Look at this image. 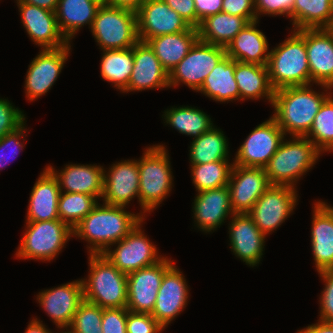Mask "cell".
I'll return each mask as SVG.
<instances>
[{"label": "cell", "instance_id": "1", "mask_svg": "<svg viewBox=\"0 0 333 333\" xmlns=\"http://www.w3.org/2000/svg\"><path fill=\"white\" fill-rule=\"evenodd\" d=\"M143 215H135L124 207L97 205L73 229V235L90 242V254H103L110 245L127 236L140 222Z\"/></svg>", "mask_w": 333, "mask_h": 333}, {"label": "cell", "instance_id": "2", "mask_svg": "<svg viewBox=\"0 0 333 333\" xmlns=\"http://www.w3.org/2000/svg\"><path fill=\"white\" fill-rule=\"evenodd\" d=\"M307 86L285 87L275 91L272 116L286 135L305 137L323 102L329 97Z\"/></svg>", "mask_w": 333, "mask_h": 333}, {"label": "cell", "instance_id": "3", "mask_svg": "<svg viewBox=\"0 0 333 333\" xmlns=\"http://www.w3.org/2000/svg\"><path fill=\"white\" fill-rule=\"evenodd\" d=\"M269 79L274 90L310 85L311 75L306 51V29L294 33L269 52Z\"/></svg>", "mask_w": 333, "mask_h": 333}, {"label": "cell", "instance_id": "4", "mask_svg": "<svg viewBox=\"0 0 333 333\" xmlns=\"http://www.w3.org/2000/svg\"><path fill=\"white\" fill-rule=\"evenodd\" d=\"M90 255V274L84 279V300L101 308H123L127 306V274L118 270L102 254Z\"/></svg>", "mask_w": 333, "mask_h": 333}, {"label": "cell", "instance_id": "5", "mask_svg": "<svg viewBox=\"0 0 333 333\" xmlns=\"http://www.w3.org/2000/svg\"><path fill=\"white\" fill-rule=\"evenodd\" d=\"M291 141H282L276 153L264 167L271 185H288L294 182L315 164L320 151L306 137L294 136Z\"/></svg>", "mask_w": 333, "mask_h": 333}, {"label": "cell", "instance_id": "6", "mask_svg": "<svg viewBox=\"0 0 333 333\" xmlns=\"http://www.w3.org/2000/svg\"><path fill=\"white\" fill-rule=\"evenodd\" d=\"M91 31L102 50L132 48L139 41L136 11L102 3Z\"/></svg>", "mask_w": 333, "mask_h": 333}, {"label": "cell", "instance_id": "7", "mask_svg": "<svg viewBox=\"0 0 333 333\" xmlns=\"http://www.w3.org/2000/svg\"><path fill=\"white\" fill-rule=\"evenodd\" d=\"M137 163L140 178L139 202L144 212H151L171 190L170 161L165 147L154 145L146 149Z\"/></svg>", "mask_w": 333, "mask_h": 333}, {"label": "cell", "instance_id": "8", "mask_svg": "<svg viewBox=\"0 0 333 333\" xmlns=\"http://www.w3.org/2000/svg\"><path fill=\"white\" fill-rule=\"evenodd\" d=\"M27 231L18 247L17 257L51 260L63 248L73 229L58 220L26 222Z\"/></svg>", "mask_w": 333, "mask_h": 333}, {"label": "cell", "instance_id": "9", "mask_svg": "<svg viewBox=\"0 0 333 333\" xmlns=\"http://www.w3.org/2000/svg\"><path fill=\"white\" fill-rule=\"evenodd\" d=\"M226 55V48L198 40L189 53L169 73V87L180 82L199 90L216 64Z\"/></svg>", "mask_w": 333, "mask_h": 333}, {"label": "cell", "instance_id": "10", "mask_svg": "<svg viewBox=\"0 0 333 333\" xmlns=\"http://www.w3.org/2000/svg\"><path fill=\"white\" fill-rule=\"evenodd\" d=\"M294 189L288 185H271L248 212L264 235L278 228L293 211L297 202Z\"/></svg>", "mask_w": 333, "mask_h": 333}, {"label": "cell", "instance_id": "11", "mask_svg": "<svg viewBox=\"0 0 333 333\" xmlns=\"http://www.w3.org/2000/svg\"><path fill=\"white\" fill-rule=\"evenodd\" d=\"M284 132L276 120H269L258 125L240 146L235 155L234 165L264 168L284 140Z\"/></svg>", "mask_w": 333, "mask_h": 333}, {"label": "cell", "instance_id": "12", "mask_svg": "<svg viewBox=\"0 0 333 333\" xmlns=\"http://www.w3.org/2000/svg\"><path fill=\"white\" fill-rule=\"evenodd\" d=\"M173 264L167 258L127 274V306L132 312L152 313L165 271Z\"/></svg>", "mask_w": 333, "mask_h": 333}, {"label": "cell", "instance_id": "13", "mask_svg": "<svg viewBox=\"0 0 333 333\" xmlns=\"http://www.w3.org/2000/svg\"><path fill=\"white\" fill-rule=\"evenodd\" d=\"M141 222L122 240L117 242L118 247L102 254L118 270L129 274L133 271L153 265L164 257H158L157 248L145 237L140 229Z\"/></svg>", "mask_w": 333, "mask_h": 333}, {"label": "cell", "instance_id": "14", "mask_svg": "<svg viewBox=\"0 0 333 333\" xmlns=\"http://www.w3.org/2000/svg\"><path fill=\"white\" fill-rule=\"evenodd\" d=\"M139 41L187 31L191 26L163 0H146L137 10Z\"/></svg>", "mask_w": 333, "mask_h": 333}, {"label": "cell", "instance_id": "15", "mask_svg": "<svg viewBox=\"0 0 333 333\" xmlns=\"http://www.w3.org/2000/svg\"><path fill=\"white\" fill-rule=\"evenodd\" d=\"M271 186L265 169L234 165L227 184L234 213H248Z\"/></svg>", "mask_w": 333, "mask_h": 333}, {"label": "cell", "instance_id": "16", "mask_svg": "<svg viewBox=\"0 0 333 333\" xmlns=\"http://www.w3.org/2000/svg\"><path fill=\"white\" fill-rule=\"evenodd\" d=\"M70 45L57 49H42L29 65L25 88L28 100L44 95L54 84L68 57Z\"/></svg>", "mask_w": 333, "mask_h": 333}, {"label": "cell", "instance_id": "17", "mask_svg": "<svg viewBox=\"0 0 333 333\" xmlns=\"http://www.w3.org/2000/svg\"><path fill=\"white\" fill-rule=\"evenodd\" d=\"M311 82L333 88V28L306 29Z\"/></svg>", "mask_w": 333, "mask_h": 333}, {"label": "cell", "instance_id": "18", "mask_svg": "<svg viewBox=\"0 0 333 333\" xmlns=\"http://www.w3.org/2000/svg\"><path fill=\"white\" fill-rule=\"evenodd\" d=\"M183 274L172 264L164 273L151 315L165 328L183 310L188 287Z\"/></svg>", "mask_w": 333, "mask_h": 333}, {"label": "cell", "instance_id": "19", "mask_svg": "<svg viewBox=\"0 0 333 333\" xmlns=\"http://www.w3.org/2000/svg\"><path fill=\"white\" fill-rule=\"evenodd\" d=\"M17 4L23 26L36 44L43 49H57L69 44L58 28L55 12L21 0H17Z\"/></svg>", "mask_w": 333, "mask_h": 333}, {"label": "cell", "instance_id": "20", "mask_svg": "<svg viewBox=\"0 0 333 333\" xmlns=\"http://www.w3.org/2000/svg\"><path fill=\"white\" fill-rule=\"evenodd\" d=\"M37 300L59 328H68L84 300L82 280L73 281L60 287L45 290Z\"/></svg>", "mask_w": 333, "mask_h": 333}, {"label": "cell", "instance_id": "21", "mask_svg": "<svg viewBox=\"0 0 333 333\" xmlns=\"http://www.w3.org/2000/svg\"><path fill=\"white\" fill-rule=\"evenodd\" d=\"M139 168L137 160L114 164L104 173V204L126 207L135 196L139 199Z\"/></svg>", "mask_w": 333, "mask_h": 333}, {"label": "cell", "instance_id": "22", "mask_svg": "<svg viewBox=\"0 0 333 333\" xmlns=\"http://www.w3.org/2000/svg\"><path fill=\"white\" fill-rule=\"evenodd\" d=\"M233 253L249 266H256L263 255L265 235L248 213H234L229 224Z\"/></svg>", "mask_w": 333, "mask_h": 333}, {"label": "cell", "instance_id": "23", "mask_svg": "<svg viewBox=\"0 0 333 333\" xmlns=\"http://www.w3.org/2000/svg\"><path fill=\"white\" fill-rule=\"evenodd\" d=\"M169 87V73L151 47L142 41L134 45V65L129 84L123 92Z\"/></svg>", "mask_w": 333, "mask_h": 333}, {"label": "cell", "instance_id": "24", "mask_svg": "<svg viewBox=\"0 0 333 333\" xmlns=\"http://www.w3.org/2000/svg\"><path fill=\"white\" fill-rule=\"evenodd\" d=\"M313 212L311 245L317 272L333 270V207L319 201Z\"/></svg>", "mask_w": 333, "mask_h": 333}, {"label": "cell", "instance_id": "25", "mask_svg": "<svg viewBox=\"0 0 333 333\" xmlns=\"http://www.w3.org/2000/svg\"><path fill=\"white\" fill-rule=\"evenodd\" d=\"M59 183L46 168L36 181L29 200L27 222L58 220Z\"/></svg>", "mask_w": 333, "mask_h": 333}, {"label": "cell", "instance_id": "26", "mask_svg": "<svg viewBox=\"0 0 333 333\" xmlns=\"http://www.w3.org/2000/svg\"><path fill=\"white\" fill-rule=\"evenodd\" d=\"M193 208L198 227L206 232L216 229L230 213L234 214L227 186L198 192Z\"/></svg>", "mask_w": 333, "mask_h": 333}, {"label": "cell", "instance_id": "27", "mask_svg": "<svg viewBox=\"0 0 333 333\" xmlns=\"http://www.w3.org/2000/svg\"><path fill=\"white\" fill-rule=\"evenodd\" d=\"M57 178L60 190L62 187L68 193H83L95 197H102L104 173L101 166L67 165L60 173L54 171L51 166L47 167Z\"/></svg>", "mask_w": 333, "mask_h": 333}, {"label": "cell", "instance_id": "28", "mask_svg": "<svg viewBox=\"0 0 333 333\" xmlns=\"http://www.w3.org/2000/svg\"><path fill=\"white\" fill-rule=\"evenodd\" d=\"M258 21L249 22L227 45L226 55L234 61L267 65L268 42L265 35L256 29ZM268 52V53H266Z\"/></svg>", "mask_w": 333, "mask_h": 333}, {"label": "cell", "instance_id": "29", "mask_svg": "<svg viewBox=\"0 0 333 333\" xmlns=\"http://www.w3.org/2000/svg\"><path fill=\"white\" fill-rule=\"evenodd\" d=\"M198 40L197 28L191 27L187 31L151 38L146 43L151 47L165 70L170 73Z\"/></svg>", "mask_w": 333, "mask_h": 333}, {"label": "cell", "instance_id": "30", "mask_svg": "<svg viewBox=\"0 0 333 333\" xmlns=\"http://www.w3.org/2000/svg\"><path fill=\"white\" fill-rule=\"evenodd\" d=\"M102 0H59L56 19L60 32L69 42L84 24L90 27Z\"/></svg>", "mask_w": 333, "mask_h": 333}, {"label": "cell", "instance_id": "31", "mask_svg": "<svg viewBox=\"0 0 333 333\" xmlns=\"http://www.w3.org/2000/svg\"><path fill=\"white\" fill-rule=\"evenodd\" d=\"M235 80L239 89V99L266 97L273 103L275 90L269 79L267 65L235 61Z\"/></svg>", "mask_w": 333, "mask_h": 333}, {"label": "cell", "instance_id": "32", "mask_svg": "<svg viewBox=\"0 0 333 333\" xmlns=\"http://www.w3.org/2000/svg\"><path fill=\"white\" fill-rule=\"evenodd\" d=\"M248 23L245 17L219 12L200 22L197 27L198 37L204 43L226 48Z\"/></svg>", "mask_w": 333, "mask_h": 333}, {"label": "cell", "instance_id": "33", "mask_svg": "<svg viewBox=\"0 0 333 333\" xmlns=\"http://www.w3.org/2000/svg\"><path fill=\"white\" fill-rule=\"evenodd\" d=\"M234 72L235 61L225 55L209 73L198 91L215 101L238 100L239 89Z\"/></svg>", "mask_w": 333, "mask_h": 333}, {"label": "cell", "instance_id": "34", "mask_svg": "<svg viewBox=\"0 0 333 333\" xmlns=\"http://www.w3.org/2000/svg\"><path fill=\"white\" fill-rule=\"evenodd\" d=\"M295 30L333 27V0H294Z\"/></svg>", "mask_w": 333, "mask_h": 333}, {"label": "cell", "instance_id": "35", "mask_svg": "<svg viewBox=\"0 0 333 333\" xmlns=\"http://www.w3.org/2000/svg\"><path fill=\"white\" fill-rule=\"evenodd\" d=\"M101 76L104 80L124 91L132 74L134 65V46L129 49L103 50Z\"/></svg>", "mask_w": 333, "mask_h": 333}, {"label": "cell", "instance_id": "36", "mask_svg": "<svg viewBox=\"0 0 333 333\" xmlns=\"http://www.w3.org/2000/svg\"><path fill=\"white\" fill-rule=\"evenodd\" d=\"M227 149L228 143L223 132L213 126L191 143L189 154L191 164H205L227 160Z\"/></svg>", "mask_w": 333, "mask_h": 333}, {"label": "cell", "instance_id": "37", "mask_svg": "<svg viewBox=\"0 0 333 333\" xmlns=\"http://www.w3.org/2000/svg\"><path fill=\"white\" fill-rule=\"evenodd\" d=\"M165 121L180 133L198 138L209 131L213 124L211 118L203 111L192 107L171 108L164 112Z\"/></svg>", "mask_w": 333, "mask_h": 333}, {"label": "cell", "instance_id": "38", "mask_svg": "<svg viewBox=\"0 0 333 333\" xmlns=\"http://www.w3.org/2000/svg\"><path fill=\"white\" fill-rule=\"evenodd\" d=\"M192 180L198 192L227 186L234 164L228 160L192 164Z\"/></svg>", "mask_w": 333, "mask_h": 333}, {"label": "cell", "instance_id": "39", "mask_svg": "<svg viewBox=\"0 0 333 333\" xmlns=\"http://www.w3.org/2000/svg\"><path fill=\"white\" fill-rule=\"evenodd\" d=\"M97 205L95 196L61 191L58 202L59 219L74 229Z\"/></svg>", "mask_w": 333, "mask_h": 333}, {"label": "cell", "instance_id": "40", "mask_svg": "<svg viewBox=\"0 0 333 333\" xmlns=\"http://www.w3.org/2000/svg\"><path fill=\"white\" fill-rule=\"evenodd\" d=\"M305 137L309 138L320 152L333 151V99L330 95L321 105Z\"/></svg>", "mask_w": 333, "mask_h": 333}, {"label": "cell", "instance_id": "41", "mask_svg": "<svg viewBox=\"0 0 333 333\" xmlns=\"http://www.w3.org/2000/svg\"><path fill=\"white\" fill-rule=\"evenodd\" d=\"M103 308L83 300L70 324L68 333H102Z\"/></svg>", "mask_w": 333, "mask_h": 333}, {"label": "cell", "instance_id": "42", "mask_svg": "<svg viewBox=\"0 0 333 333\" xmlns=\"http://www.w3.org/2000/svg\"><path fill=\"white\" fill-rule=\"evenodd\" d=\"M127 333H160L164 328L150 313L127 312Z\"/></svg>", "mask_w": 333, "mask_h": 333}, {"label": "cell", "instance_id": "43", "mask_svg": "<svg viewBox=\"0 0 333 333\" xmlns=\"http://www.w3.org/2000/svg\"><path fill=\"white\" fill-rule=\"evenodd\" d=\"M25 121L24 114L6 99H0V139L15 131Z\"/></svg>", "mask_w": 333, "mask_h": 333}, {"label": "cell", "instance_id": "44", "mask_svg": "<svg viewBox=\"0 0 333 333\" xmlns=\"http://www.w3.org/2000/svg\"><path fill=\"white\" fill-rule=\"evenodd\" d=\"M127 312L126 307L103 309L102 333H127Z\"/></svg>", "mask_w": 333, "mask_h": 333}, {"label": "cell", "instance_id": "45", "mask_svg": "<svg viewBox=\"0 0 333 333\" xmlns=\"http://www.w3.org/2000/svg\"><path fill=\"white\" fill-rule=\"evenodd\" d=\"M319 274L326 282L320 298V320L333 323V270L321 271Z\"/></svg>", "mask_w": 333, "mask_h": 333}, {"label": "cell", "instance_id": "46", "mask_svg": "<svg viewBox=\"0 0 333 333\" xmlns=\"http://www.w3.org/2000/svg\"><path fill=\"white\" fill-rule=\"evenodd\" d=\"M293 6L294 0H254L257 20L260 13L273 16L287 14L293 20Z\"/></svg>", "mask_w": 333, "mask_h": 333}, {"label": "cell", "instance_id": "47", "mask_svg": "<svg viewBox=\"0 0 333 333\" xmlns=\"http://www.w3.org/2000/svg\"><path fill=\"white\" fill-rule=\"evenodd\" d=\"M222 12L245 17L249 22L257 21L254 0H223Z\"/></svg>", "mask_w": 333, "mask_h": 333}, {"label": "cell", "instance_id": "48", "mask_svg": "<svg viewBox=\"0 0 333 333\" xmlns=\"http://www.w3.org/2000/svg\"><path fill=\"white\" fill-rule=\"evenodd\" d=\"M176 11L191 27L197 28V14L194 0H163Z\"/></svg>", "mask_w": 333, "mask_h": 333}, {"label": "cell", "instance_id": "49", "mask_svg": "<svg viewBox=\"0 0 333 333\" xmlns=\"http://www.w3.org/2000/svg\"><path fill=\"white\" fill-rule=\"evenodd\" d=\"M25 124L23 123L20 127H18L15 131L6 134L0 139V168L5 167L6 164L4 163L7 158H5V154L3 152L5 151V148H8L9 146L12 147V145L15 147V149H12V157H14L15 154H17V150H22L23 145L18 141L19 138L24 137L23 132L25 130ZM8 161V160H7ZM6 161V162H7ZM5 164V165H4Z\"/></svg>", "mask_w": 333, "mask_h": 333}, {"label": "cell", "instance_id": "50", "mask_svg": "<svg viewBox=\"0 0 333 333\" xmlns=\"http://www.w3.org/2000/svg\"><path fill=\"white\" fill-rule=\"evenodd\" d=\"M223 0H194L197 27L206 17L222 12Z\"/></svg>", "mask_w": 333, "mask_h": 333}, {"label": "cell", "instance_id": "51", "mask_svg": "<svg viewBox=\"0 0 333 333\" xmlns=\"http://www.w3.org/2000/svg\"><path fill=\"white\" fill-rule=\"evenodd\" d=\"M104 4L136 11L146 0H102Z\"/></svg>", "mask_w": 333, "mask_h": 333}, {"label": "cell", "instance_id": "52", "mask_svg": "<svg viewBox=\"0 0 333 333\" xmlns=\"http://www.w3.org/2000/svg\"><path fill=\"white\" fill-rule=\"evenodd\" d=\"M319 322L308 326L306 329L299 330L298 333H333V323H328L322 320Z\"/></svg>", "mask_w": 333, "mask_h": 333}, {"label": "cell", "instance_id": "53", "mask_svg": "<svg viewBox=\"0 0 333 333\" xmlns=\"http://www.w3.org/2000/svg\"><path fill=\"white\" fill-rule=\"evenodd\" d=\"M23 3L32 4L40 8L56 12L59 0H21Z\"/></svg>", "mask_w": 333, "mask_h": 333}, {"label": "cell", "instance_id": "54", "mask_svg": "<svg viewBox=\"0 0 333 333\" xmlns=\"http://www.w3.org/2000/svg\"><path fill=\"white\" fill-rule=\"evenodd\" d=\"M25 333H51V331H48V329H46L44 325L36 318L33 319L28 325Z\"/></svg>", "mask_w": 333, "mask_h": 333}]
</instances>
